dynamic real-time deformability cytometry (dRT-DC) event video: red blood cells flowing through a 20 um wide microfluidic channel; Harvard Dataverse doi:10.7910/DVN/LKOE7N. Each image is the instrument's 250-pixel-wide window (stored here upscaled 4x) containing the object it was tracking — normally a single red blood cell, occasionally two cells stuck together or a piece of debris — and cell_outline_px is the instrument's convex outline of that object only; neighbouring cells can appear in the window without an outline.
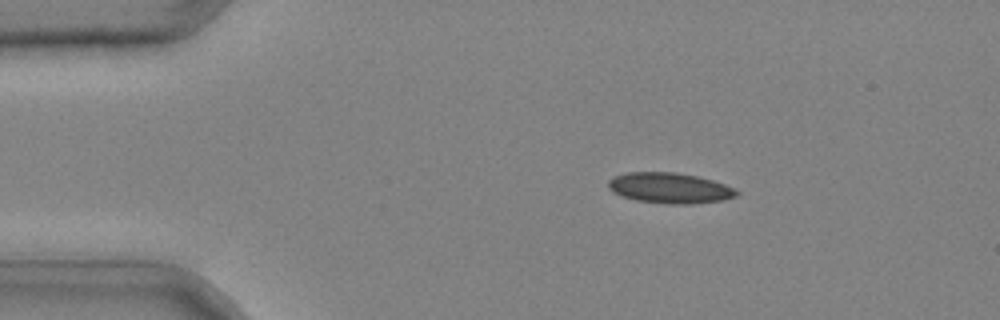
{"species": "common noctule bat (a hibernating species)", "species_latin": "Nyctalus noctula", "temperature_condition": "cold", "stored_images_in_passage": 41, "camera_frame_rate_fps": 3000, "um_per_image_px": 0.085, "animal": {"sex": "male", "body_mass_g": 20.4}, "frame": {"image": 1, "passage_image": 7, "time_ms": 2.0, "image_size_px": [1000, 320], "cell_outline_px": [[740, 192], [736, 196], [724, 200], [692, 204], [672, 204], [636, 200], [620, 196], [612, 192], [608, 188], [608, 180], [612, 176], [624, 172], [676, 172], [696, 176], [712, 180], [724, 184]], "centroid_in_image_um": [56.88, 15.98], "position_along_channel_um": 28.1, "area_um2": 23.0}}
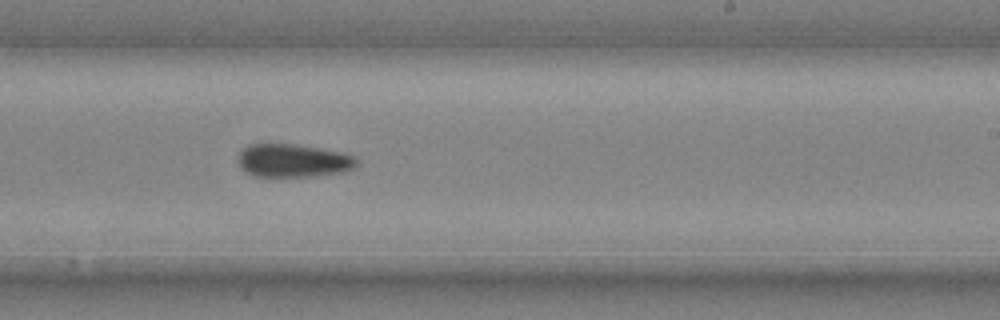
{"frame": {"image": 2, "passage_image": 26, "time_ms": 8.333, "image_size_px": [1000, 320], "cell_outline_px": [[356, 164], [352, 168], [344, 172], [308, 176], [256, 176], [248, 172], [240, 164], [240, 152], [248, 144], [268, 140], [344, 152], [356, 156]], "centroid_in_image_um": [24.91, 13.59], "position_along_channel_um": 264.1, "area_um2": 23.18}}
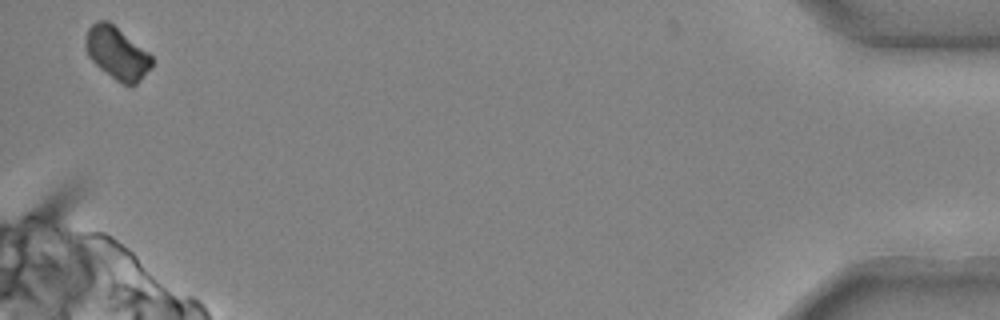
{"frame": {"image": 3, "passage_image": 41, "time_ms": 13.333, "image_size_px": [1000, 320], "cell_outline_px": [[152, 68], [136, 84], [124, 84], [116, 80], [100, 68], [88, 56], [84, 44], [84, 40], [88, 28], [96, 20], [108, 20], [148, 52], [152, 56]], "centroid_in_image_um": [9.93, 4.49], "position_along_channel_um": 425.3, "area_um2": 20.11}}